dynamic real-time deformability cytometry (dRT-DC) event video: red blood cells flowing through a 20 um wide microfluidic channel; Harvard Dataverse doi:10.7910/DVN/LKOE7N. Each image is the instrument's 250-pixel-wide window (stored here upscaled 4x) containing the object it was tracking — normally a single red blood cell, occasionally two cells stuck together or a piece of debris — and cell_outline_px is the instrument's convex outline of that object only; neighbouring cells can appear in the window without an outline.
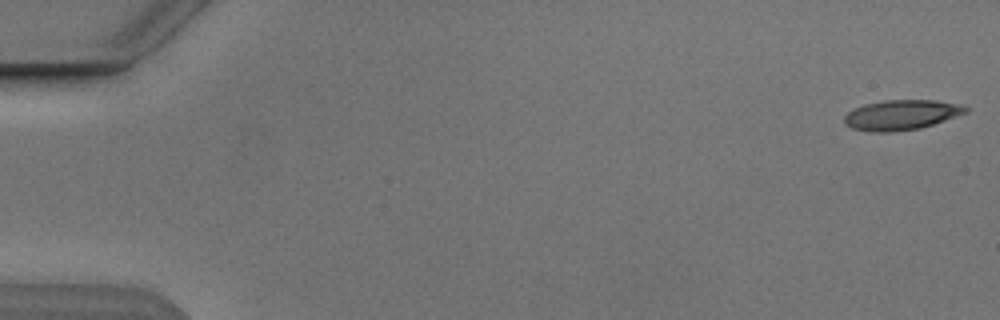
{"species": "Egyptian fruit bat (a non-hibernating species)", "species_latin": "Rousettus aegyptiacus", "temperature_condition": "cold", "stored_images_in_passage": 53, "camera_frame_rate_fps": 3000, "um_per_image_px": 0.085, "animal": {"sex": "male"}, "frame": {"image": 1, "passage_image": 1, "time_ms": 0.0, "image_size_px": [1000, 320], "cell_outline_px": [[968, 112], [920, 128], [892, 132], [868, 132], [852, 128], [844, 124], [844, 116], [848, 112], [864, 104], [884, 100], [936, 100], [960, 104], [968, 108]], "centroid_in_image_um": [76.59, 9.77], "position_along_channel_um": 8.4, "area_um2": 21.21}}
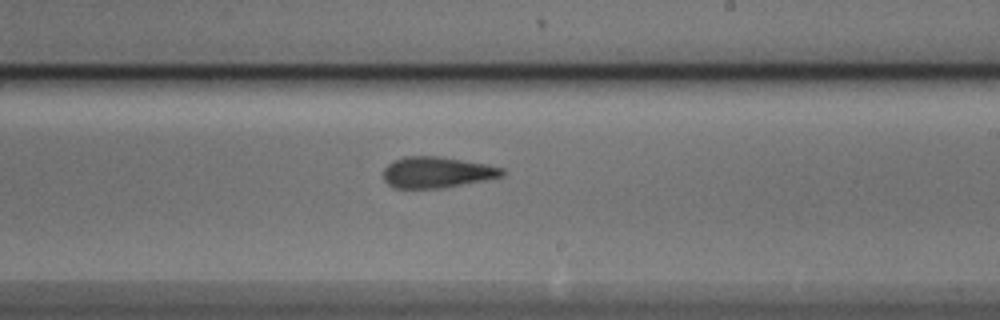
{"frame": {"image": 2, "passage_image": 32, "time_ms": 10.333, "image_size_px": [1000, 320], "cell_outline_px": [[504, 176], [444, 188], [392, 188], [384, 180], [384, 168], [392, 160], [404, 156], [440, 156], [484, 164], [504, 168]], "centroid_in_image_um": [37.1, 14.65], "position_along_channel_um": 251.9, "area_um2": 21.56}}
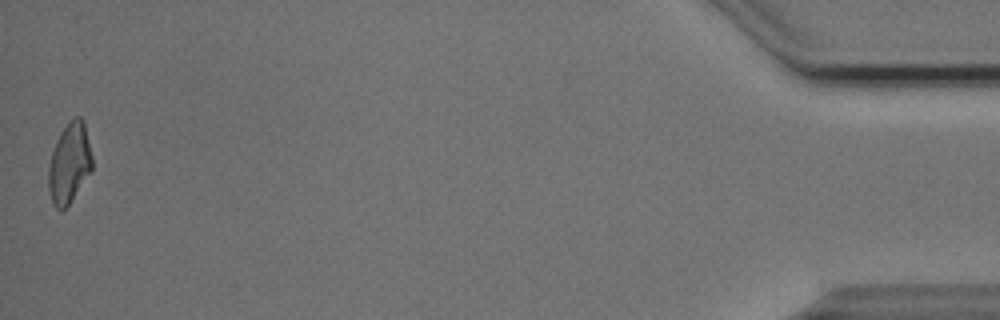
{"frame": {"image": 3, "passage_image": 53, "time_ms": 17.333, "image_size_px": [1000, 320], "cell_outline_px": [[92, 172], [68, 204], [60, 212], [52, 204], [48, 188], [48, 168], [52, 152], [56, 140], [60, 132], [68, 120], [76, 116], [80, 116], [84, 120], [92, 156]], "centroid_in_image_um": [5.9, 13.85], "position_along_channel_um": 429.3, "area_um2": 20.69}, "authors_computed_cell_mechanics": {"area_um2": 21.1548, "velocity_mm_per_s": 3.8476, "shape_relaxation_time_tau1_ms": 4.1837, "shape_relaxation_time_tau2_ms": 4.0189, "deformation_change_tau1": 0.1657, "deformation_change_tau2": 0.1555}}